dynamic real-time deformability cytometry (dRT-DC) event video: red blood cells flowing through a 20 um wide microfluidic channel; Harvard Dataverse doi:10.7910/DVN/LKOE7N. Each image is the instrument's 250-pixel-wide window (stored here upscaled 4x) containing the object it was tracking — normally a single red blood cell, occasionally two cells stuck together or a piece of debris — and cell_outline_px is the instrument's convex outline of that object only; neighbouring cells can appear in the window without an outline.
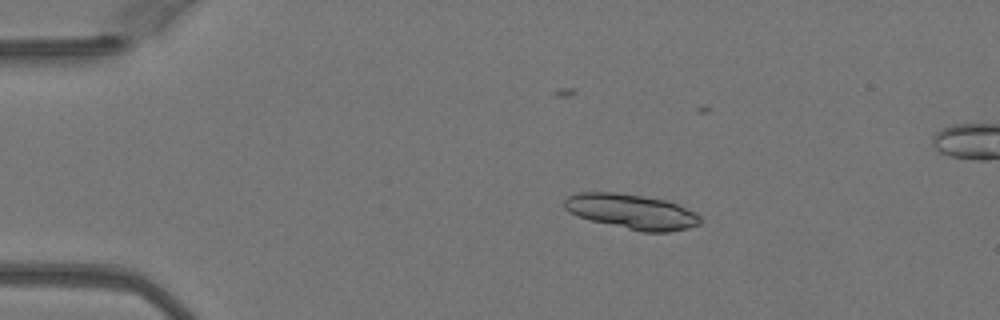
{"species": "Egyptian fruit bat (a non-hibernating species)", "species_latin": "Rousettus aegyptiacus", "temperature_condition": "warm", "stored_images_in_passage": 34, "camera_frame_rate_fps": 3000, "um_per_image_px": 0.085, "animal": {"sex": "female"}, "frame": {"image": 1, "passage_image": 1, "time_ms": 0.0, "image_size_px": [1000, 320], "cell_outline_px": [[700, 224], [688, 228], [668, 232], [640, 232], [576, 216], [568, 212], [564, 208], [564, 200], [568, 196], [576, 192], [616, 192], [664, 200], [676, 204], [696, 212], [700, 216]], "centroid_in_image_um": [53.66, 17.99], "position_along_channel_um": 31.3, "area_um2": 27.63}}
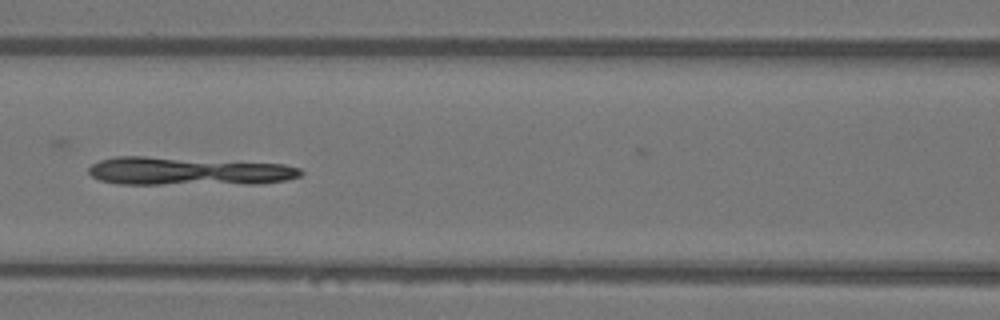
{"frame": {"image": 2, "passage_image": 14, "time_ms": 4.333, "image_size_px": [1000, 320], "cell_outline_px": [[304, 172], [300, 176], [284, 180], [260, 184], [120, 184], [100, 180], [92, 176], [88, 172], [88, 168], [92, 164], [100, 160], [112, 156], [144, 156], [284, 164], [300, 168]], "centroid_in_image_um": [15.99, 14.55], "position_along_channel_um": 150.6, "area_um2": 35.03}}
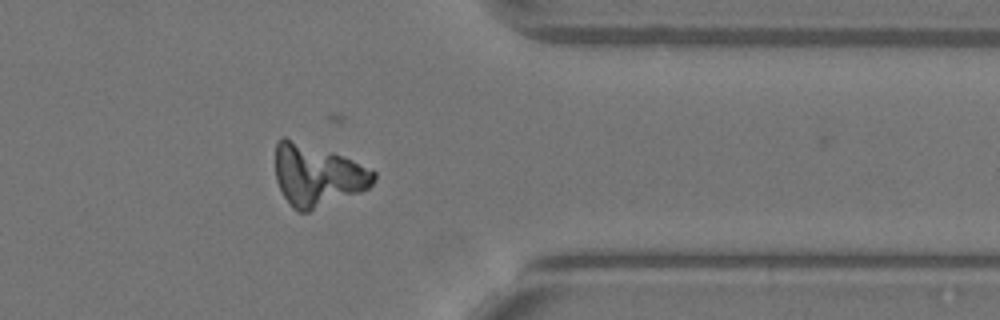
{"frame": {"image": 3, "passage_image": 32, "time_ms": 10.333, "image_size_px": [1000, 320], "cell_outline_px": [[376, 176], [372, 184], [368, 188], [360, 192], [308, 212], [296, 212], [292, 208], [284, 196], [276, 180], [276, 144], [280, 136], [284, 136], [332, 152], [376, 172]], "centroid_in_image_um": [26.93, 14.91], "position_along_channel_um": 384.5, "area_um2": 35.03}}